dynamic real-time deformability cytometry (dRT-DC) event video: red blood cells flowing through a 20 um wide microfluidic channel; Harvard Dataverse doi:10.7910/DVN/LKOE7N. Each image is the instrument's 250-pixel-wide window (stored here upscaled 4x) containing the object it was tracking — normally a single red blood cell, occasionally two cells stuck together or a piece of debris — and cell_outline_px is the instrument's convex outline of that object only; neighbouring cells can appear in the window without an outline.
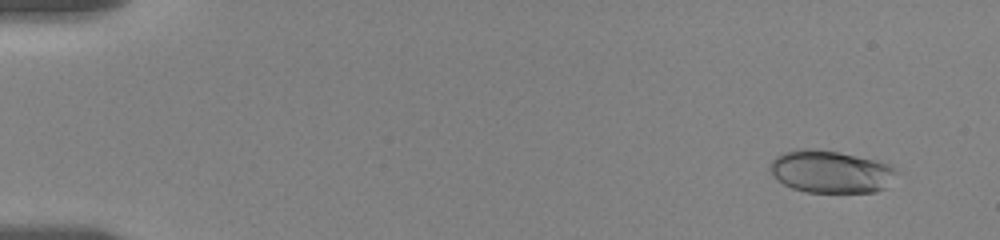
{"species": "human", "species_latin": "Homo sapiens", "temperature_condition": "room temperature", "stored_images_in_passage": 39, "camera_frame_rate_fps": 3000, "um_per_image_px": 0.085, "donor": {"sex": "female"}, "frame": {"image": 1, "passage_image": 3, "time_ms": 1.0, "image_size_px": [1000, 240], "cell_outline_px": [[896, 172], [884, 188], [876, 192], [804, 192], [792, 188], [784, 184], [768, 168], [772, 160], [776, 156], [784, 152], [800, 148], [808, 148], [840, 152], [876, 160], [888, 164]], "centroid_in_image_um": [70.57, 14.58], "position_along_channel_um": 14.4, "area_um2": 30.92}}
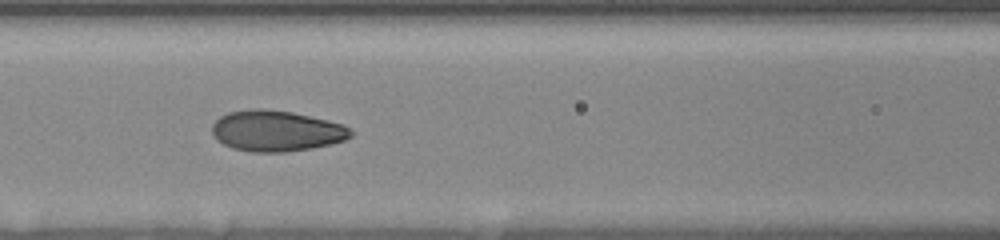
{"frame": {"image": 2, "passage_image": 20, "time_ms": 8.333, "image_size_px": [1000, 240], "cell_outline_px": [[356, 132], [352, 136], [344, 140], [332, 144], [312, 148], [284, 152], [252, 152], [232, 148], [216, 140], [212, 132], [212, 124], [220, 116], [228, 112], [256, 108], [264, 108], [292, 112], [328, 120], [344, 124], [352, 128]], "centroid_in_image_um": [23.52, 11.12], "position_along_channel_um": 143.1, "area_um2": 33.41}}
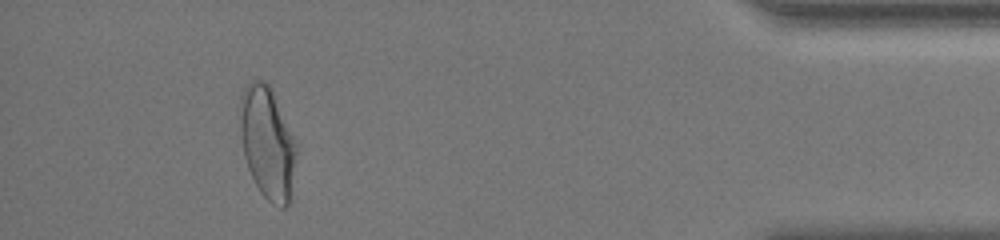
{"frame": {"image": 3, "passage_image": 35, "time_ms": 17.333, "image_size_px": [1000, 240], "cell_outline_px": [[300, 144], [288, 204], [284, 208], [280, 208], [272, 204], [260, 192], [248, 168], [244, 156], [240, 132], [240, 96], [244, 88], [252, 80], [264, 80], [272, 88]], "centroid_in_image_um": [22.78, 12.1], "position_along_channel_um": 412.4, "area_um2": 37.8}, "authors_computed_cell_mechanics": {"area_um2": 32.1368, "velocity_mm_per_s": 3.5417, "shape_relaxation_time_tau1_ms": 4.2934, "shape_relaxation_time_tau2_ms": 0.9163, "deformation_change_tau1": 0.1563, "deformation_change_tau2": 0.0596}}